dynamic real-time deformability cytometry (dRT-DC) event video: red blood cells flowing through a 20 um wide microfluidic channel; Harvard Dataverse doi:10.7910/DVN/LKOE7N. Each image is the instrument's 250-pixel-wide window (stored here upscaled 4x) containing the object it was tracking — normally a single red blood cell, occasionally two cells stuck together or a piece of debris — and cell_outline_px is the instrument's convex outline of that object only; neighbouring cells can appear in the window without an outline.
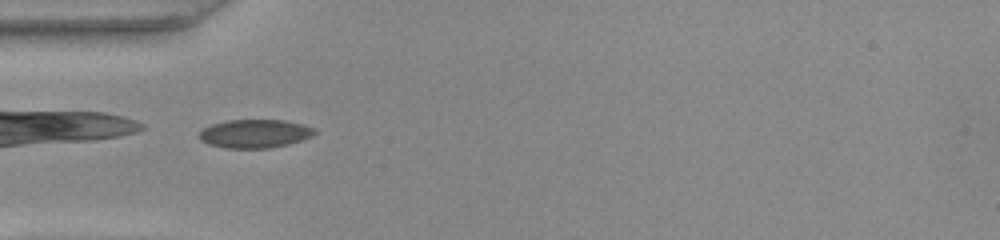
{"species": "common noctule bat (a hibernating species)", "species_latin": "Nyctalus noctula", "temperature_condition": "warm", "stored_images_in_passage": 33, "camera_frame_rate_fps": 3000, "um_per_image_px": 0.085, "animal": {"sex": "female", "body_mass_g": 22.0, "forearm_length_mm": 56.7}, "frame": {"image": 1, "passage_image": 1, "time_ms": 0.0, "image_size_px": [1000, 240], "cell_outline_px": [[316, 132], [312, 136], [288, 144], [268, 148], [224, 148], [208, 144], [200, 140], [196, 136], [204, 128], [212, 124], [228, 120], [284, 120], [304, 124], [316, 128]], "centroid_in_image_um": [21.65, 11.36], "position_along_channel_um": 63.4, "area_um2": 19.25}}
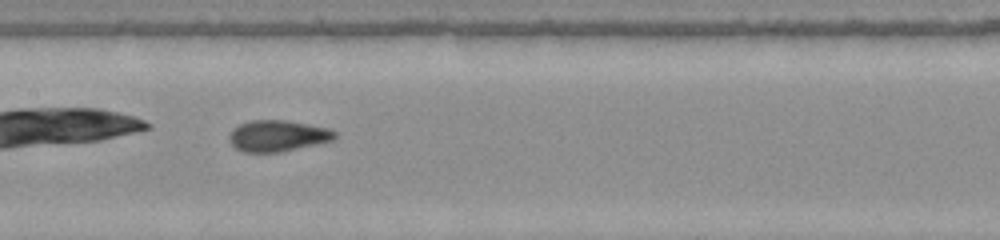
{"frame": {"image": 2, "passage_image": 10, "time_ms": 3.0, "image_size_px": [1000, 240], "cell_outline_px": [[336, 136], [332, 140], [280, 152], [244, 152], [236, 148], [232, 144], [228, 136], [240, 124], [252, 120], [288, 120], [328, 128], [336, 132]], "centroid_in_image_um": [23.61, 11.54], "position_along_channel_um": 183.8, "area_um2": 18.9}}
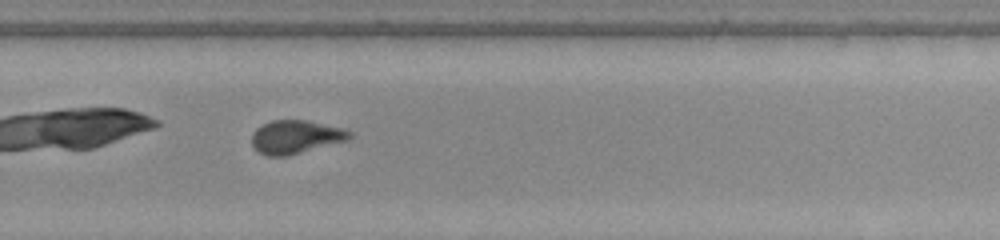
{"frame": {"image": 3, "passage_image": 19, "time_ms": 6.0, "image_size_px": [1000, 240], "cell_outline_px": [[352, 136], [348, 140], [288, 156], [268, 156], [260, 152], [252, 144], [252, 132], [256, 128], [272, 120], [304, 120], [340, 128], [352, 132]], "centroid_in_image_um": [25.12, 11.64], "position_along_channel_um": 304.7, "area_um2": 18.79}, "authors_computed_cell_mechanics": {"area_um2": 18.9584, "velocity_mm_per_s": 4.0385, "shape_relaxation_time_tau1_ms": 8.9563, "shape_relaxation_time_tau2_ms": 1.3359, "deformation_change_tau1": 0.1692, "deformation_change_tau2": 0.0653}}